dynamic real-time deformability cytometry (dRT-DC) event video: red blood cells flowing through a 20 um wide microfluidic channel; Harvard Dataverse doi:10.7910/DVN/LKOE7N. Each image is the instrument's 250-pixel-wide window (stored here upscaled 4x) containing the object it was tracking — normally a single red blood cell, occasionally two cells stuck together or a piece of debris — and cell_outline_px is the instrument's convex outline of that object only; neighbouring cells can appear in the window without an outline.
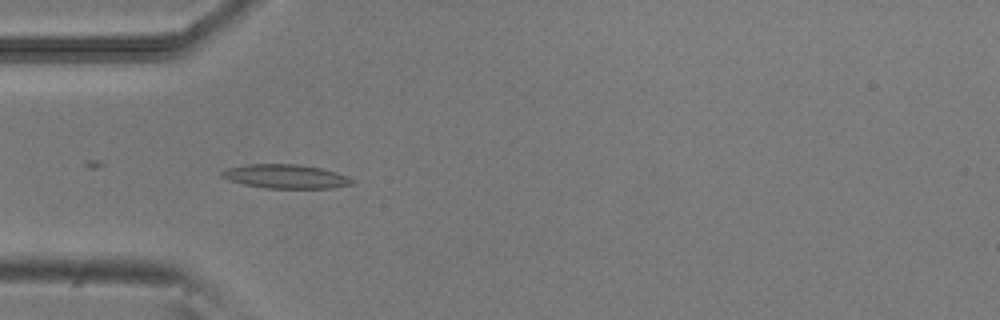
{"species": "common noctule bat (a hibernating species)", "species_latin": "Nyctalus noctula", "temperature_condition": "room temperature", "stored_images_in_passage": 24, "camera_frame_rate_fps": 3000, "um_per_image_px": 0.085, "animal": {"sex": "male", "body_mass_g": 20.5, "forearm_length_mm": 52.5}, "frame": {"image": 1, "passage_image": 12, "time_ms": 3.667, "image_size_px": [1000, 320], "cell_outline_px": [[356, 180], [352, 184], [332, 188], [264, 188], [244, 184], [220, 176], [220, 172], [228, 168], [248, 164], [296, 164], [320, 168], [336, 172]], "centroid_in_image_um": [24.3, 15.0], "position_along_channel_um": 60.7, "area_um2": 18.03}}
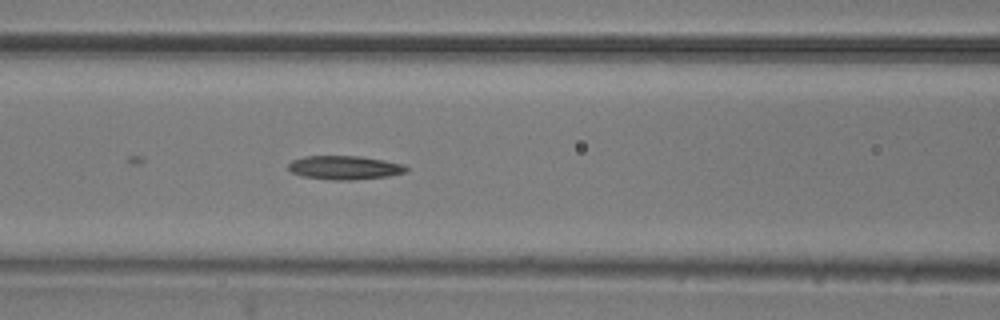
{"frame": {"image": 2, "passage_image": 18, "time_ms": 5.667, "image_size_px": [1000, 320], "cell_outline_px": [[408, 168], [404, 172], [388, 176], [352, 180], [332, 180], [304, 176], [292, 172], [288, 168], [288, 164], [292, 160], [304, 156], [360, 156], [384, 160], [404, 164]], "centroid_in_image_um": [29.29, 14.24], "position_along_channel_um": 137.3, "area_um2": 16.24}}
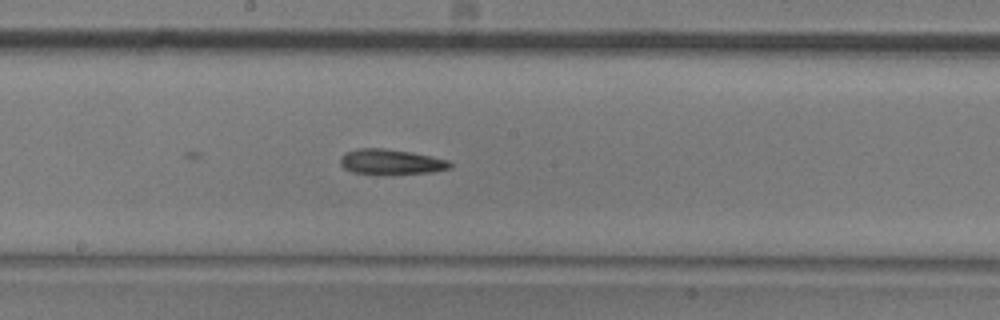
{"frame": {"image": 3, "passage_image": 24, "time_ms": 7.667, "image_size_px": [1000, 320], "cell_outline_px": [[452, 168], [432, 172], [352, 172], [344, 168], [340, 164], [340, 156], [344, 152], [360, 148], [384, 148], [412, 152], [448, 160], [452, 164]], "centroid_in_image_um": [33.22, 13.71], "position_along_channel_um": 215.0, "area_um2": 15.55}}